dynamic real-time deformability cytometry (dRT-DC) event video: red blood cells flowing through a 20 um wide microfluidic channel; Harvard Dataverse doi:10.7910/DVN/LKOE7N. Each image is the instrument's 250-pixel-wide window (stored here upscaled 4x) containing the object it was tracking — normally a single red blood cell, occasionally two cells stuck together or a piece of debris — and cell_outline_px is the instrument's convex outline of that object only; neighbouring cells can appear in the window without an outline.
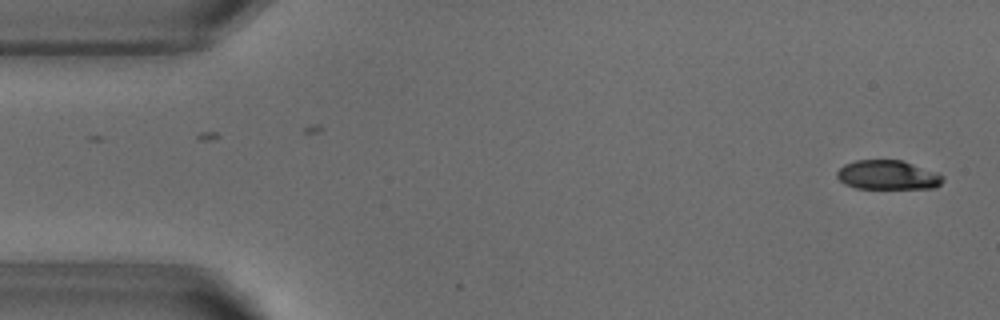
{"species": "common noctule bat (a hibernating species)", "species_latin": "Nyctalus noctula", "temperature_condition": "warm", "stored_images_in_passage": 51, "camera_frame_rate_fps": 3000, "um_per_image_px": 0.085, "animal": {"sex": "male", "body_mass_g": 18.8}, "frame": {"image": 1, "passage_image": 1, "time_ms": 0.0, "image_size_px": [1000, 320], "cell_outline_px": [[944, 180], [936, 188], [856, 188], [844, 184], [836, 176], [836, 172], [844, 164], [856, 160], [900, 160], [936, 172], [944, 176]], "centroid_in_image_um": [75.44, 14.88], "position_along_channel_um": 9.6, "area_um2": 17.98}}
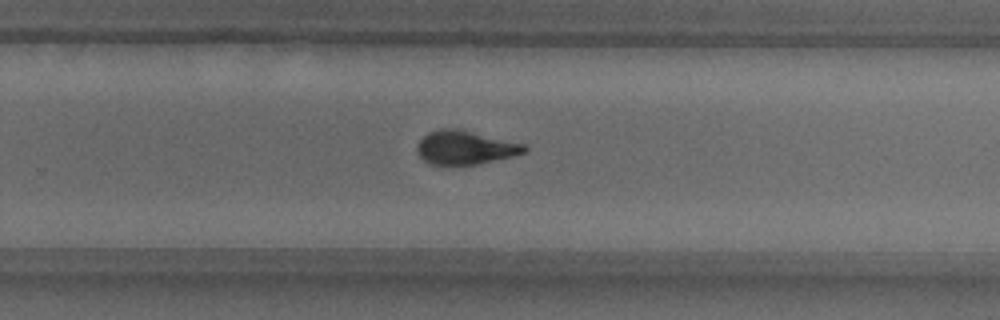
{"frame": {"image": 2, "passage_image": 32, "time_ms": 10.333, "image_size_px": [1000, 320], "cell_outline_px": [[528, 152], [480, 164], [428, 164], [416, 152], [416, 144], [428, 132], [444, 128], [448, 128], [468, 132], [524, 144], [528, 148]], "centroid_in_image_um": [39.51, 12.57], "position_along_channel_um": 290.3, "area_um2": 20.58}}
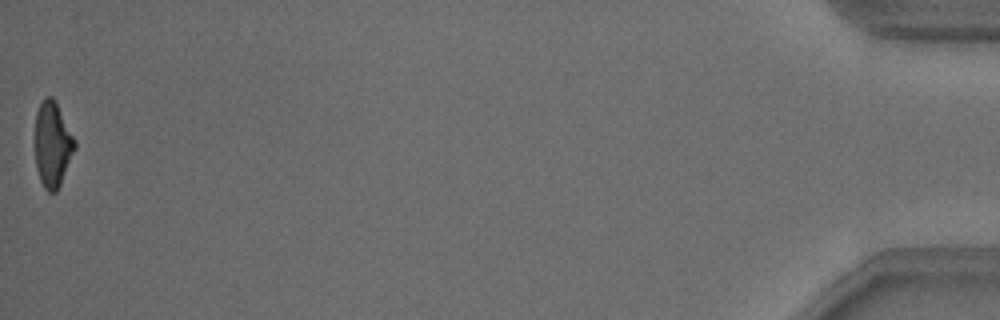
{"frame": {"image": 3, "passage_image": 51, "time_ms": 16.667, "image_size_px": [1000, 320], "cell_outline_px": [[76, 148], [60, 184], [56, 192], [48, 192], [44, 188], [40, 180], [36, 168], [36, 112], [44, 96], [52, 96], [56, 100], [76, 140]], "centroid_in_image_um": [4.48, 12.24], "position_along_channel_um": 430.7, "area_um2": 19.83}, "authors_computed_cell_mechanics": {"area_um2": 20.9236, "velocity_mm_per_s": 3.8306, "shape_relaxation_time_tau1_ms": 2.4867, "shape_relaxation_time_tau2_ms": 1.5812, "deformation_change_tau1": 0.1683, "deformation_change_tau2": 0.0928}}